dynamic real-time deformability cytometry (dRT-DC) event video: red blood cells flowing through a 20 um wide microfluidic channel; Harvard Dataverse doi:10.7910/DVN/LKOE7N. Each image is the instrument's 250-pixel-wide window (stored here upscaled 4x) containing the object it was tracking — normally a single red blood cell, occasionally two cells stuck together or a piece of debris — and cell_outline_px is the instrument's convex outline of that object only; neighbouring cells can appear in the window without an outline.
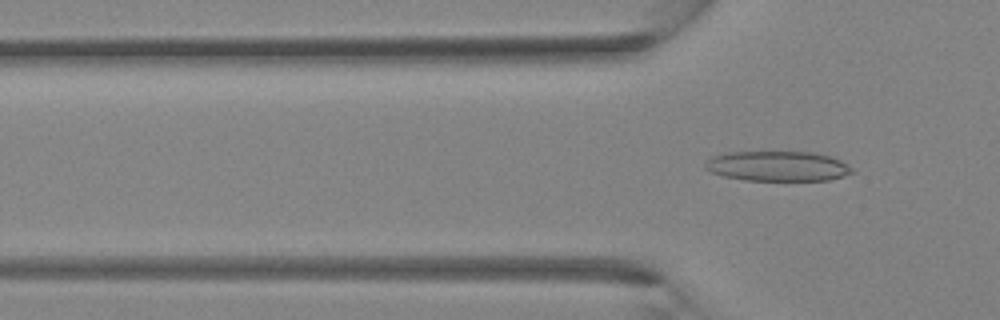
{"species": "Egyptian fruit bat (a non-hibernating species)", "species_latin": "Rousettus aegyptiacus", "temperature_condition": "room temperature", "stored_images_in_passage": 4, "segment_of_instrument_passage": [2, 2], "camera_frame_rate_fps": 3000, "um_per_image_px": 0.085, "animal": {"sex": "female"}, "frame": {"image": 1, "passage_image": 4, "time_ms": 3.333, "image_size_px": [1000, 320], "cell_outline_px": [[852, 172], [844, 176], [828, 180], [744, 180], [724, 176], [712, 172], [704, 168], [704, 164], [712, 156], [724, 152], [816, 152], [840, 160], [852, 168]], "centroid_in_image_um": [66.07, 14.11], "position_along_channel_um": 59.7, "area_um2": 25.61}}